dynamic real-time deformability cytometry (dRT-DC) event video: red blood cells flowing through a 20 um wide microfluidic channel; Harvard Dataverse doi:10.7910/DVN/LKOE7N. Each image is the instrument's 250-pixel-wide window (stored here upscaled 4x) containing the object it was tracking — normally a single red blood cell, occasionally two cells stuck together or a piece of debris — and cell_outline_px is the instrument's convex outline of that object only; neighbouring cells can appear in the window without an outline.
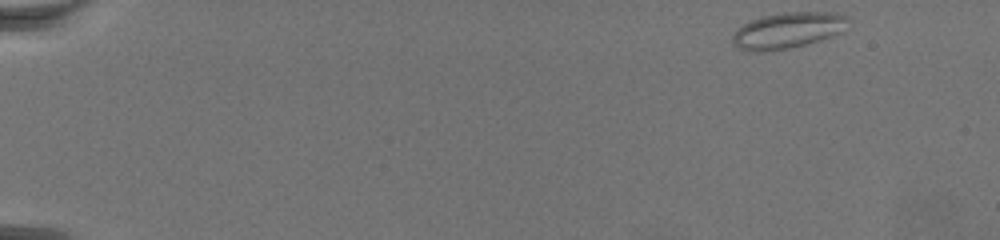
{"species": "common noctule bat (a hibernating species)", "species_latin": "Nyctalus noctula", "temperature_condition": "warm", "stored_images_in_passage": 66, "camera_frame_rate_fps": 3000, "um_per_image_px": 0.085, "animal": {"sex": "female", "body_mass_g": 19.5, "forearm_length_mm": 54.1}, "frame": {"image": 1, "passage_image": 1, "time_ms": 0.0, "image_size_px": [1000, 240], "cell_outline_px": [[848, 20], [840, 32], [832, 36], [820, 40], [788, 48], [764, 52], [748, 52], [732, 44], [732, 36], [744, 24], [752, 20], [764, 16], [784, 12], [836, 12], [848, 16]], "centroid_in_image_um": [66.95, 2.59], "position_along_channel_um": 18.1, "area_um2": 23.99}}
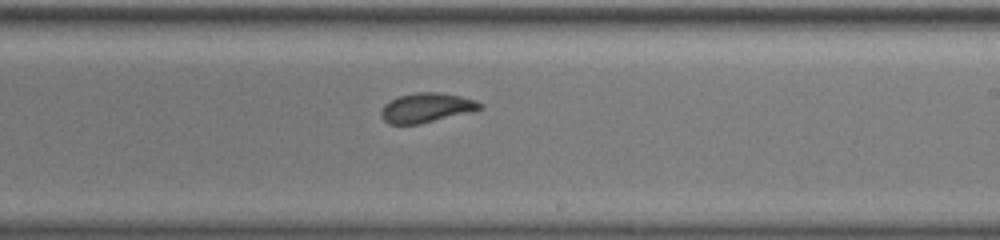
{"frame": {"image": 2, "passage_image": 40, "time_ms": 13.0, "image_size_px": [1000, 240], "cell_outline_px": [[484, 108], [472, 112], [420, 124], [388, 124], [380, 116], [380, 112], [384, 104], [388, 100], [400, 96], [416, 92], [440, 92], [460, 96], [476, 100], [484, 104]], "centroid_in_image_um": [36.26, 9.16], "position_along_channel_um": 252.7, "area_um2": 17.28}}
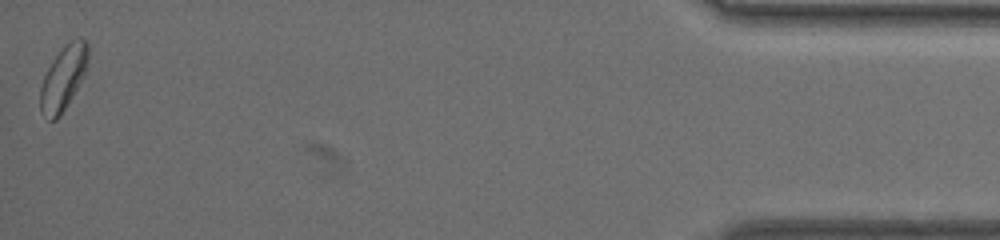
{"frame": {"image": 3, "passage_image": 66, "time_ms": 21.667, "image_size_px": [1000, 240], "cell_outline_px": [[88, 60], [84, 76], [60, 116], [56, 120], [48, 120], [40, 108], [40, 88], [44, 76], [52, 60], [64, 44], [72, 40], [84, 40], [88, 44]], "centroid_in_image_um": [5.38, 6.63], "position_along_channel_um": 429.8, "area_um2": 17.63}}